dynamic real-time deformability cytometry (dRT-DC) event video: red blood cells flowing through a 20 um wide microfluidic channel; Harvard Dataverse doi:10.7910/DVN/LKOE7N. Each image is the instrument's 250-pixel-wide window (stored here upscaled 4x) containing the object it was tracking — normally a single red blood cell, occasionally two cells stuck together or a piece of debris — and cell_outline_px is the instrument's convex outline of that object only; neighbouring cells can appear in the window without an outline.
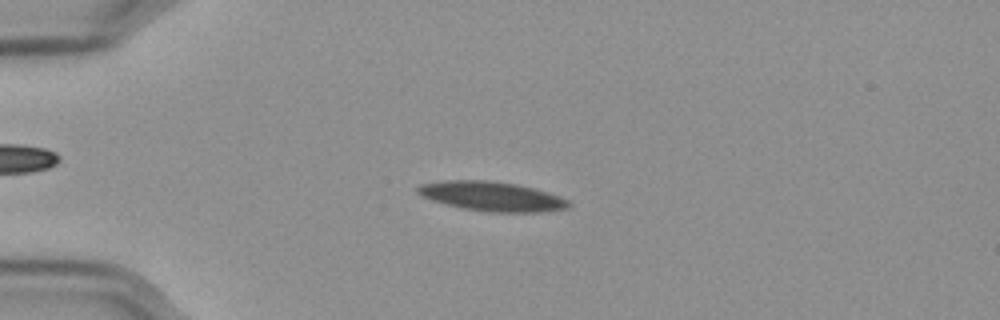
{"species": "Egyptian fruit bat (a non-hibernating species)", "species_latin": "Rousettus aegyptiacus", "temperature_condition": "cold", "stored_images_in_passage": 39, "camera_frame_rate_fps": 3000, "um_per_image_px": 0.085, "frame": {"image": 1, "passage_image": 14, "time_ms": 4.333, "image_size_px": [1000, 320], "cell_outline_px": [[572, 204], [568, 208], [540, 212], [488, 212], [464, 208], [432, 200], [416, 192], [416, 188], [420, 184], [444, 180], [488, 180], [516, 184], [548, 192], [560, 196], [568, 200]], "centroid_in_image_um": [41.83, 16.68], "position_along_channel_um": 43.2, "area_um2": 25.78}}
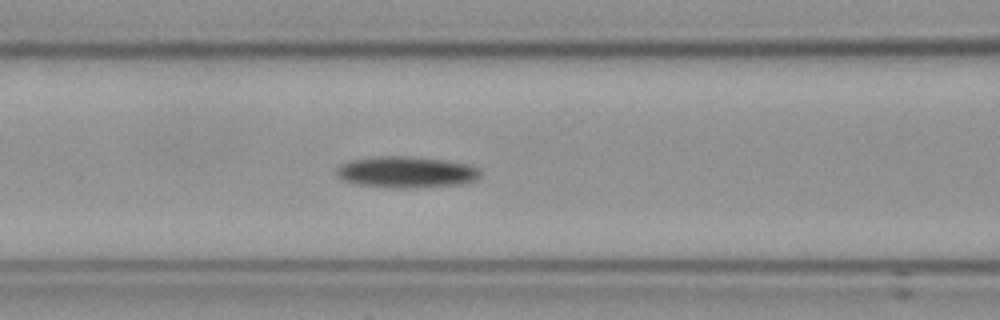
{"frame": {"image": 2, "passage_image": 24, "time_ms": 7.667, "image_size_px": [1000, 320], "cell_outline_px": [[480, 176], [476, 180], [460, 184], [408, 188], [388, 188], [356, 184], [340, 180], [336, 176], [336, 168], [340, 164], [352, 160], [380, 156], [400, 156], [444, 160], [468, 164], [480, 168]], "centroid_in_image_um": [34.49, 14.64], "position_along_channel_um": 132.1, "area_um2": 26.36}}
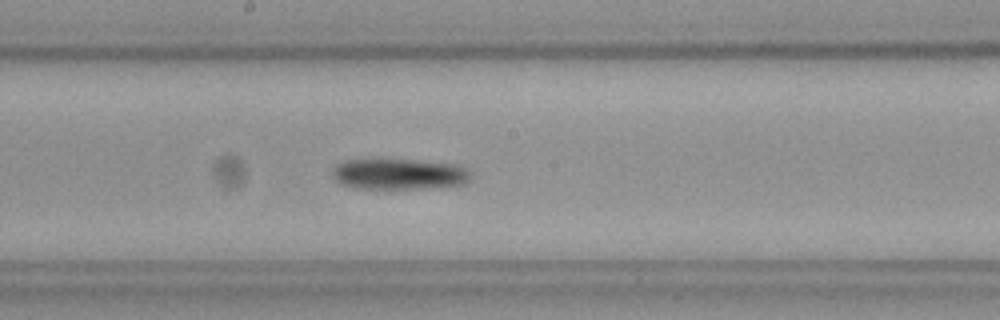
{"frame": {"image": 3, "passage_image": 31, "time_ms": 10.0, "image_size_px": [1000, 320], "cell_outline_px": [[472, 180], [464, 184], [420, 188], [360, 188], [344, 184], [336, 180], [332, 172], [332, 168], [336, 164], [344, 160], [412, 160], [452, 164], [464, 168], [472, 172]], "centroid_in_image_um": [33.94, 14.79], "position_along_channel_um": 214.3, "area_um2": 24.45}}